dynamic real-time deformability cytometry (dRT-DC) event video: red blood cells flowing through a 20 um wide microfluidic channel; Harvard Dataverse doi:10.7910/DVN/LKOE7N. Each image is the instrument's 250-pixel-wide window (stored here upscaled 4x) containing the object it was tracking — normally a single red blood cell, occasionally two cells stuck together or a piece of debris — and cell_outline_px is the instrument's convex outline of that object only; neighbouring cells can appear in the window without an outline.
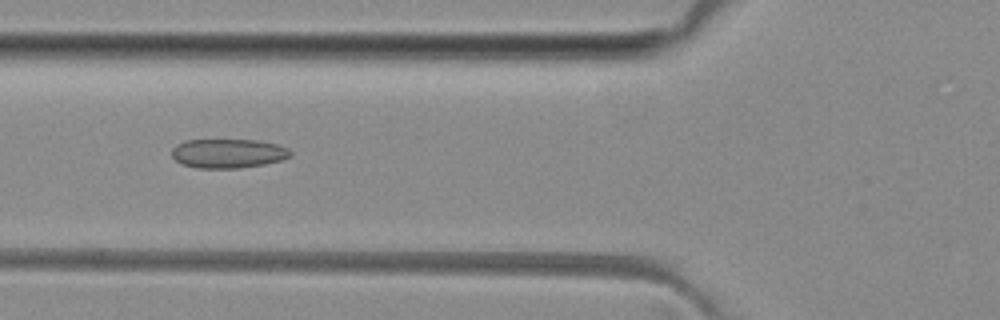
{"species": "common noctule bat (a hibernating species)", "species_latin": "Nyctalus noctula", "temperature_condition": "room temperature", "stored_images_in_passage": 51, "camera_frame_rate_fps": 3000, "um_per_image_px": 0.085, "animal": {"sex": "female", "body_mass_g": 29.2, "forearm_length_mm": 56.3}, "frame": {"image": 1, "passage_image": 19, "time_ms": 6.0, "image_size_px": [1000, 320], "cell_outline_px": [[292, 156], [284, 160], [264, 164], [240, 168], [196, 168], [180, 164], [172, 156], [172, 148], [176, 144], [184, 140], [260, 140], [276, 144], [288, 148], [292, 152]], "centroid_in_image_um": [19.4, 13.04], "position_along_channel_um": 106.4, "area_um2": 20.46}}
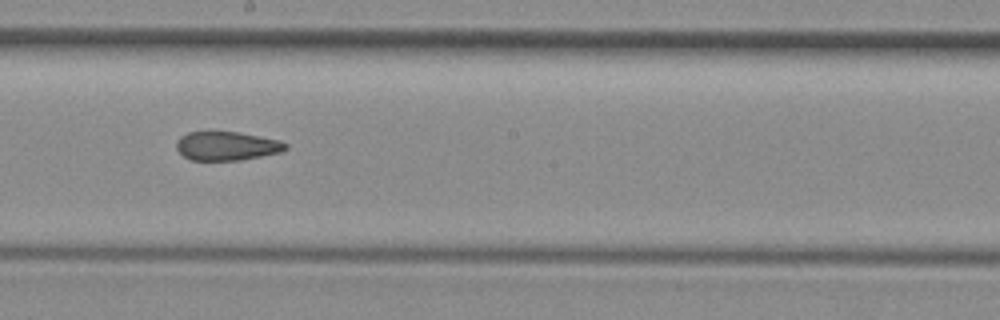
{"frame": {"image": 2, "passage_image": 28, "time_ms": 9.0, "image_size_px": [1000, 320], "cell_outline_px": [[288, 148], [280, 152], [240, 160], [192, 160], [184, 156], [176, 148], [176, 140], [180, 136], [188, 132], [240, 132], [280, 140], [288, 144]], "centroid_in_image_um": [19.28, 12.4], "position_along_channel_um": 228.9, "area_um2": 18.32}}
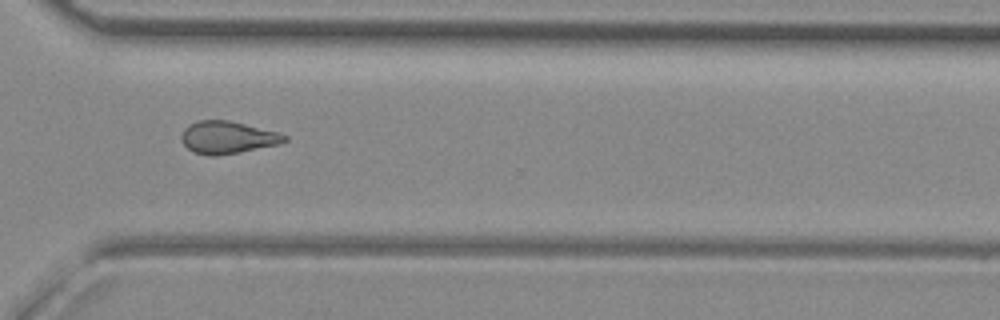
{"frame": {"image": 3, "passage_image": 37, "time_ms": 12.0, "image_size_px": [1000, 320], "cell_outline_px": [[288, 140], [280, 144], [216, 156], [208, 156], [192, 152], [184, 144], [180, 136], [184, 128], [188, 124], [196, 120], [228, 120], [276, 132], [288, 136]], "centroid_in_image_um": [19.29, 11.68], "position_along_channel_um": 351.3, "area_um2": 19.42}, "authors_computed_cell_mechanics": {"area_um2": 19.8832, "velocity_mm_per_s": 4.0804, "shape_relaxation_time_tau1_ms": null, "shape_relaxation_time_tau2_ms": 3.4834, "deformation_change_tau1": null, "deformation_change_tau2": 0.1138}}